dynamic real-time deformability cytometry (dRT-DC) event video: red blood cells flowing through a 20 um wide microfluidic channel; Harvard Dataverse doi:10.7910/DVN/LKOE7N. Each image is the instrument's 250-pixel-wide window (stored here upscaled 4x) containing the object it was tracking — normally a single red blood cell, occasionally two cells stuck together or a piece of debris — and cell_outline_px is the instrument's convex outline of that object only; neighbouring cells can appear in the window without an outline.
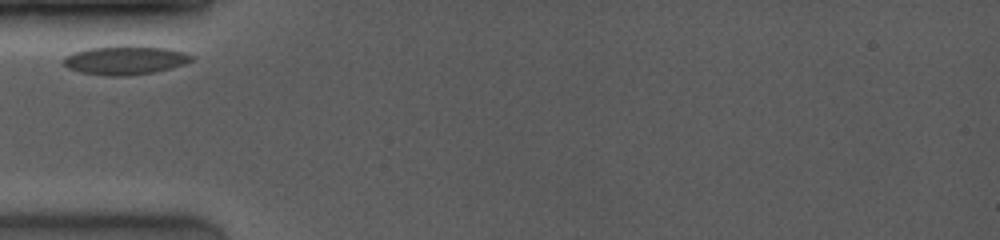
{"species": "common noctule bat (a hibernating species)", "species_latin": "Nyctalus noctula", "temperature_condition": "room temperature", "stored_images_in_passage": 9, "camera_frame_rate_fps": 4000, "um_per_image_px": 0.085, "animal": {"sex": "female", "body_mass_g": 19.0, "forearm_length_mm": 53.3}, "frame": {"image": 1, "passage_image": 1, "time_ms": 0.0, "image_size_px": [1000, 240], "cell_outline_px": [[196, 56], [192, 60], [184, 64], [152, 72], [128, 76], [108, 76], [80, 72], [68, 68], [64, 64], [64, 56], [88, 48], [124, 44], [132, 44], [168, 48], [184, 52]], "centroid_in_image_um": [10.66, 5.09], "position_along_channel_um": 74.3, "area_um2": 21.79}}
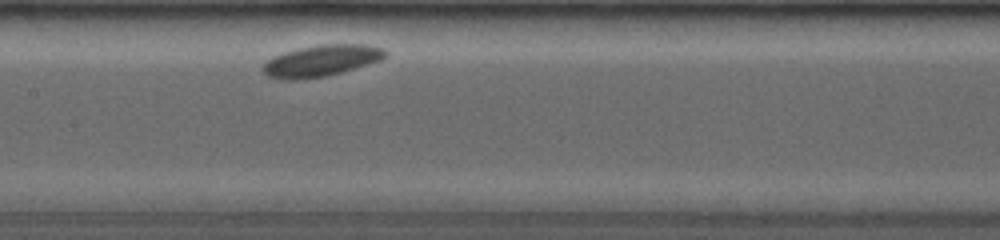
{"frame": {"image": 2, "passage_image": 7, "time_ms": 3.0, "image_size_px": [1000, 240], "cell_outline_px": [[388, 56], [380, 60], [340, 72], [324, 76], [296, 80], [280, 80], [268, 76], [260, 68], [272, 56], [296, 48], [320, 44], [364, 44], [384, 48], [388, 52]], "centroid_in_image_um": [27.28, 5.15], "position_along_channel_um": 180.1, "area_um2": 22.48}}